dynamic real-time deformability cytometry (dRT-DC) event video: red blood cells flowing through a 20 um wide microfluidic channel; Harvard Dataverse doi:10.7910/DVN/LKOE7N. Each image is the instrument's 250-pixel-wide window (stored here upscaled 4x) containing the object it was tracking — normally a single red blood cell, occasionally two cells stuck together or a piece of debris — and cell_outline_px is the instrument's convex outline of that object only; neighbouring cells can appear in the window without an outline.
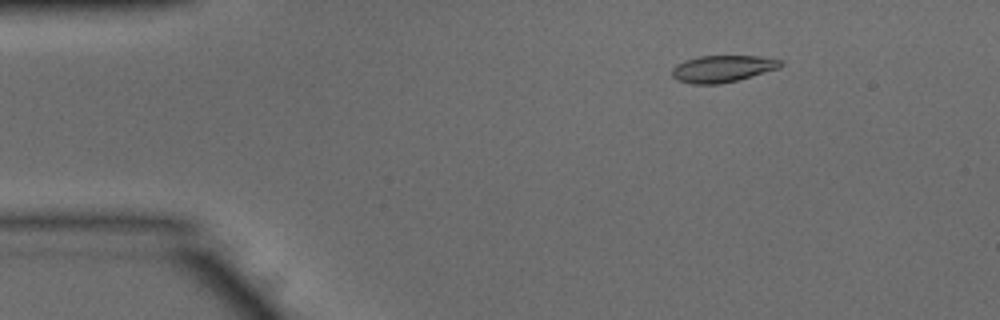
{"species": "common noctule bat (a hibernating species)", "species_latin": "Nyctalus noctula", "temperature_condition": "warm", "stored_images_in_passage": 52, "camera_frame_rate_fps": 3000, "um_per_image_px": 0.085, "animal": {"sex": "male", "body_mass_g": 15.6}, "frame": {"image": 1, "passage_image": 8, "time_ms": 2.333, "image_size_px": [1000, 320], "cell_outline_px": [[784, 64], [780, 68], [752, 76], [720, 84], [692, 84], [676, 80], [672, 76], [672, 68], [676, 64], [684, 60], [700, 56], [756, 56], [784, 60]], "centroid_in_image_um": [61.41, 5.84], "position_along_channel_um": 23.6, "area_um2": 17.11}}
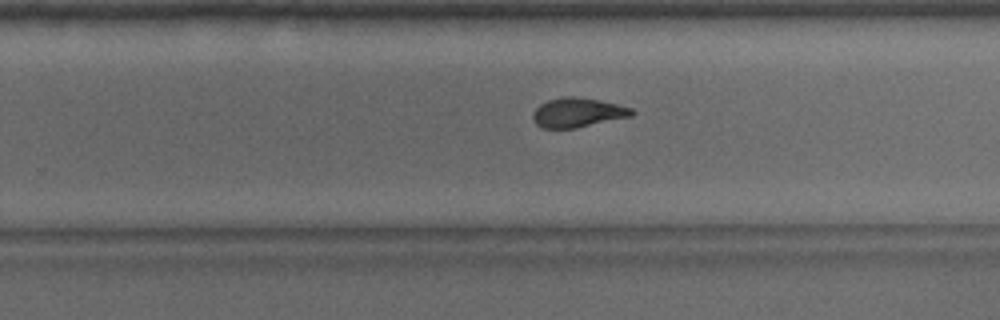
{"frame": {"image": 2, "passage_image": 33, "time_ms": 10.667, "image_size_px": [1000, 320], "cell_outline_px": [[636, 112], [632, 116], [576, 128], [544, 128], [536, 124], [532, 120], [532, 112], [540, 104], [548, 100], [564, 96], [572, 96], [600, 100], [632, 108]], "centroid_in_image_um": [49.09, 9.57], "position_along_channel_um": 280.7, "area_um2": 16.99}}
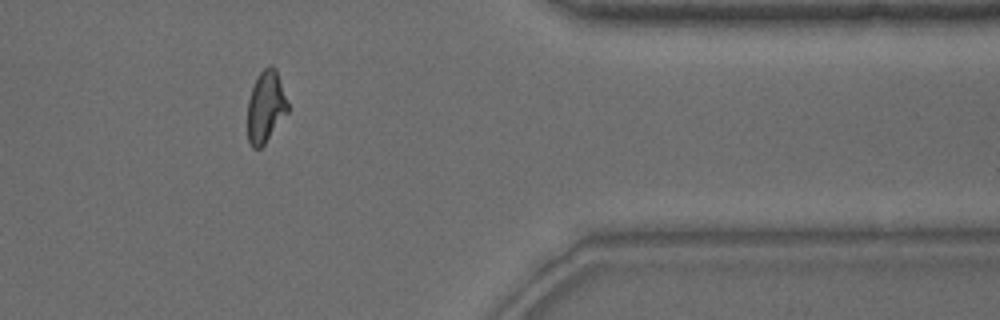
{"frame": {"image": 3, "passage_image": 43, "time_ms": 14.0, "image_size_px": [1000, 320], "cell_outline_px": [[288, 112], [264, 144], [260, 148], [252, 148], [248, 140], [248, 100], [252, 88], [260, 72], [268, 64], [272, 64], [276, 68], [288, 104]], "centroid_in_image_um": [22.59, 9.06], "position_along_channel_um": 388.8, "area_um2": 16.65}, "authors_computed_cell_mechanics": {"area_um2": 17.34, "velocity_mm_per_s": 3.8803, "shape_relaxation_time_tau1_ms": 4.8423, "shape_relaxation_time_tau2_ms": 2.3619, "deformation_change_tau1": 0.1892, "deformation_change_tau2": 0.0892}}